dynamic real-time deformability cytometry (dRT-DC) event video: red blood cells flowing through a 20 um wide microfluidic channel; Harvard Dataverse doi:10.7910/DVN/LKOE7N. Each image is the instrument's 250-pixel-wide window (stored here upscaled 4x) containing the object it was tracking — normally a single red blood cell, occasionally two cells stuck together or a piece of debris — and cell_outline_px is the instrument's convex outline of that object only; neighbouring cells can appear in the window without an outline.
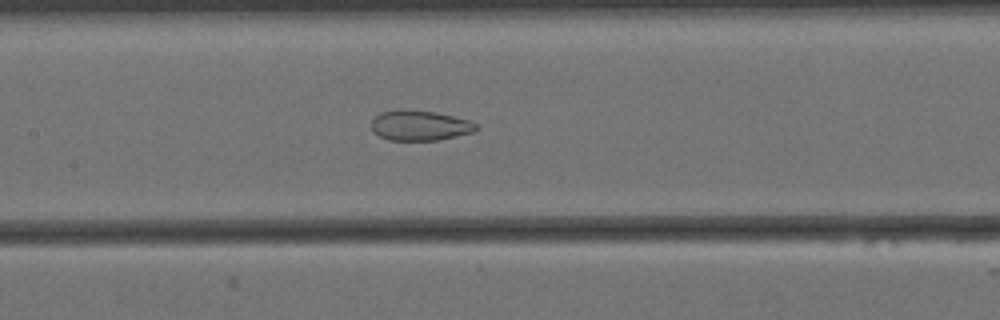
{"species": "Egyptian fruit bat (a non-hibernating species)", "species_latin": "Rousettus aegyptiacus", "temperature_condition": "cold", "stored_images_in_passage": 55, "camera_frame_rate_fps": 3000, "um_per_image_px": 0.085, "animal": {"sex": "female"}, "frame": {"image": 1, "passage_image": 26, "time_ms": 8.333, "image_size_px": [1000, 320], "cell_outline_px": [[480, 128], [472, 132], [456, 136], [436, 140], [388, 140], [372, 132], [372, 120], [380, 112], [400, 108], [436, 112], [472, 120]], "centroid_in_image_um": [35.68, 10.65], "position_along_channel_um": 171.7, "area_um2": 18.67}}
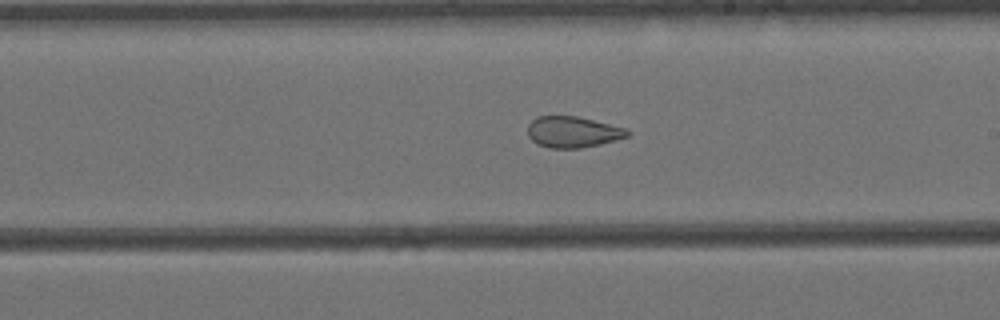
{"frame": {"image": 2, "passage_image": 32, "time_ms": 10.333, "image_size_px": [1000, 320], "cell_outline_px": [[628, 136], [600, 144], [580, 148], [552, 148], [536, 144], [528, 136], [528, 124], [536, 116], [576, 116], [628, 128]], "centroid_in_image_um": [48.66, 11.21], "position_along_channel_um": 240.3, "area_um2": 18.03}}
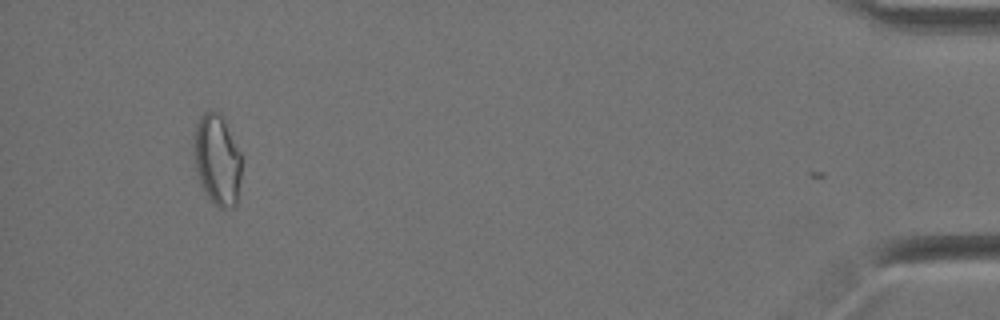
{"frame": {"image": 3, "passage_image": 54, "time_ms": 17.667, "image_size_px": [1000, 320], "cell_outline_px": [[240, 176], [236, 204], [232, 208], [220, 208], [208, 196], [200, 180], [196, 168], [192, 152], [196, 124], [200, 116], [204, 112], [212, 108], [220, 112], [224, 116], [240, 152]], "centroid_in_image_um": [18.45, 13.48], "position_along_channel_um": 416.8, "area_um2": 25.26}, "authors_computed_cell_mechanics": {"area_um2": 22.3108, "velocity_mm_per_s": 3.4462, "shape_relaxation_time_tau1_ms": null, "shape_relaxation_time_tau2_ms": 2.6151, "deformation_change_tau1": null, "deformation_change_tau2": 0.0915}}